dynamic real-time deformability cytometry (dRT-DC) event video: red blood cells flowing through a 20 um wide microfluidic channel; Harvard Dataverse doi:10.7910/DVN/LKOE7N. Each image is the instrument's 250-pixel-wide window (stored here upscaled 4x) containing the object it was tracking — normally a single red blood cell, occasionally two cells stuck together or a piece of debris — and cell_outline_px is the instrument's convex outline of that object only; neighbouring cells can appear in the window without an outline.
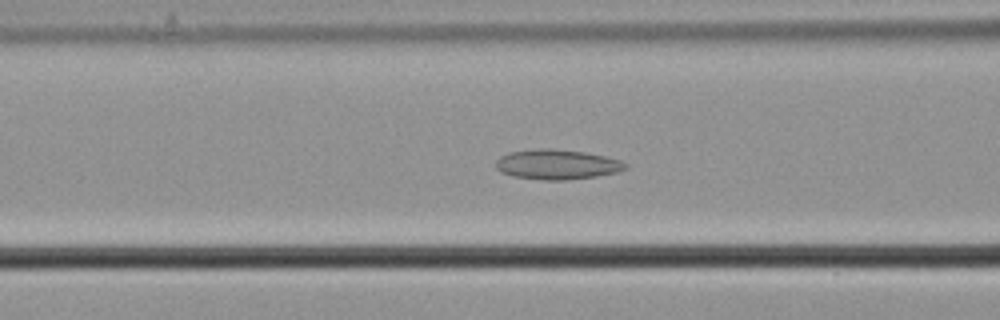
{"species": "common noctule bat (a hibernating species)", "species_latin": "Nyctalus noctula", "temperature_condition": "cold", "stored_images_in_passage": 48, "camera_frame_rate_fps": 3000, "um_per_image_px": 0.085, "animal": {"sex": "male", "body_mass_g": 21.5, "forearm_length_mm": 52.0}, "frame": {"image": 1, "passage_image": 15, "time_ms": 4.667, "image_size_px": [1000, 320], "cell_outline_px": [[628, 168], [616, 172], [596, 176], [564, 180], [544, 180], [512, 176], [500, 172], [496, 168], [496, 160], [500, 156], [508, 152], [536, 148], [552, 148], [584, 152], [604, 156], [620, 160], [628, 164]], "centroid_in_image_um": [47.31, 13.97], "position_along_channel_um": 119.3, "area_um2": 22.72}}
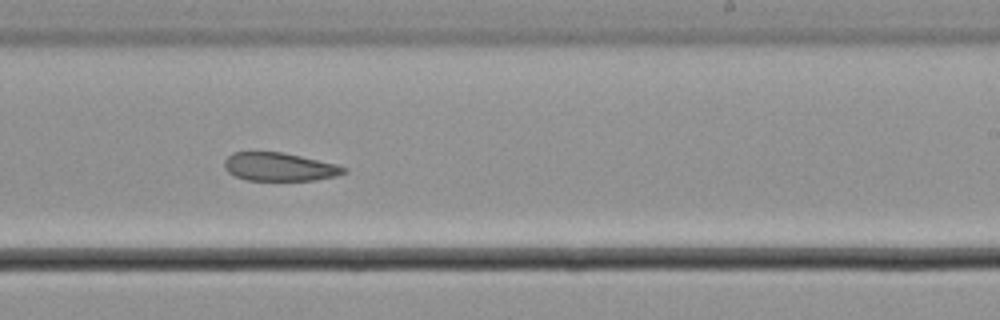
{"frame": {"image": 2, "passage_image": 27, "time_ms": 8.667, "image_size_px": [1000, 320], "cell_outline_px": [[348, 172], [336, 176], [316, 180], [248, 180], [236, 176], [228, 172], [224, 168], [224, 160], [232, 152], [280, 152], [300, 156], [336, 164], [348, 168]], "centroid_in_image_um": [23.76, 14.18], "position_along_channel_um": 265.2, "area_um2": 19.65}}
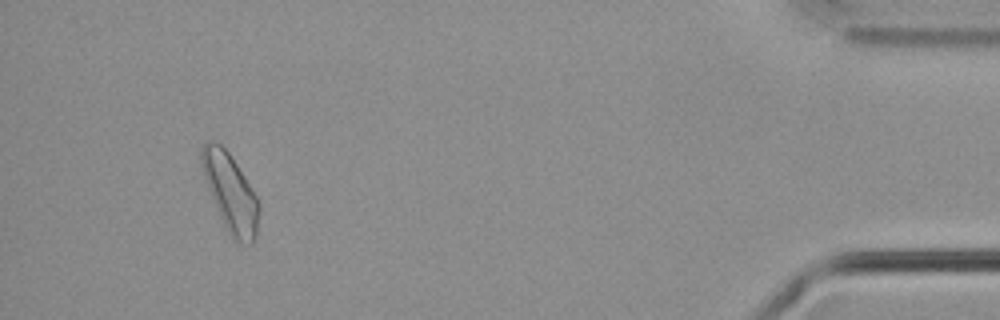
{"frame": {"image": 3, "passage_image": 45, "time_ms": 14.667, "image_size_px": [1000, 320], "cell_outline_px": [[260, 212], [256, 236], [252, 244], [240, 244], [232, 240], [224, 228], [208, 188], [200, 164], [200, 148], [208, 140], [212, 140], [220, 144], [228, 152], [260, 200]], "centroid_in_image_um": [19.59, 16.43], "position_along_channel_um": 415.6, "area_um2": 26.47}}